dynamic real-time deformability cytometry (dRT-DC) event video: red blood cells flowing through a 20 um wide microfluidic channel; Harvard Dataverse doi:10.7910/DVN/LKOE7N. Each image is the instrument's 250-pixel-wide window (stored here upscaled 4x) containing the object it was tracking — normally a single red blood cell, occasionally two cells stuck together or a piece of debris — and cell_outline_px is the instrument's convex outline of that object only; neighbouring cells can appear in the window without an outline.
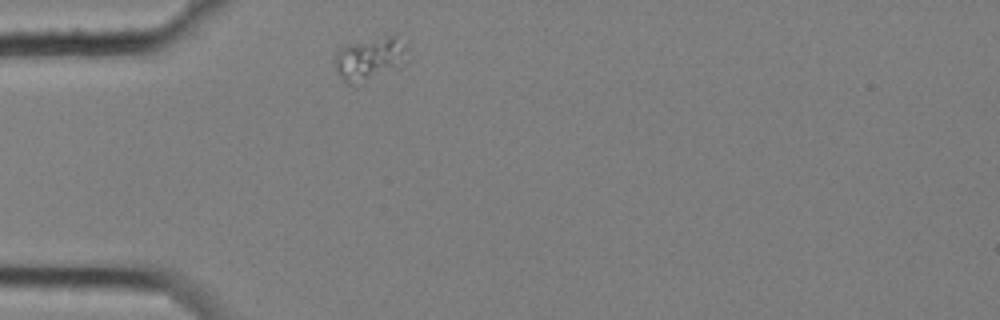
{"species": "common noctule bat (a hibernating species)", "species_latin": "Nyctalus noctula", "temperature_condition": "cold", "stored_images_in_passage": 1, "camera_frame_rate_fps": 3000, "um_per_image_px": 0.085, "animal": {"sex": "female", "body_mass_g": 25.1}, "frame": {"image": 1, "passage_image": 1, "time_ms": 0.0, "image_size_px": [1000, 320], "cell_outline_px": [[408, 48], [404, 64], [352, 88], [340, 76], [336, 64], [336, 52], [340, 48], [348, 44], [388, 36], [396, 36], [408, 44]], "centroid_in_image_um": [31.46, 5.01], "position_along_channel_um": 53.5, "area_um2": 18.09}}